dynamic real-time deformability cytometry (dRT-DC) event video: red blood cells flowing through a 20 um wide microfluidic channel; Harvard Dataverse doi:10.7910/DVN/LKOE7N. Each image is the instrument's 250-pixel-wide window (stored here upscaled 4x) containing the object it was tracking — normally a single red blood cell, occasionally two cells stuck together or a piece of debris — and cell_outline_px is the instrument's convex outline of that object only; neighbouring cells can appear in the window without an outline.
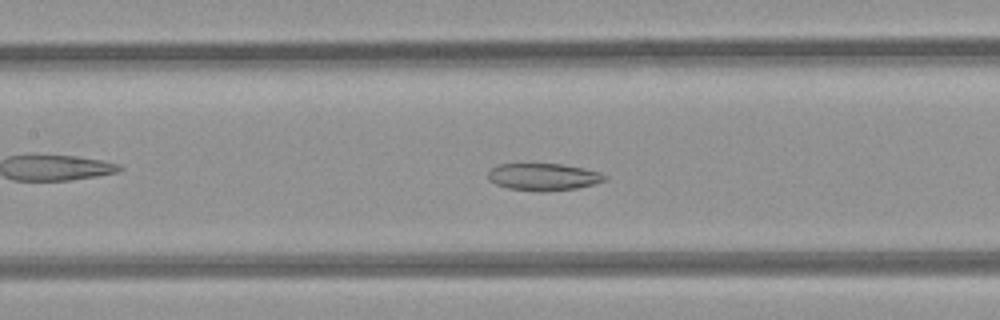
{"species": "common noctule bat (a hibernating species)", "species_latin": "Nyctalus noctula", "temperature_condition": "room temperature", "stored_images_in_passage": 45, "camera_frame_rate_fps": 3000, "um_per_image_px": 0.085, "animal": {"sex": "female", "body_mass_g": 21.9}, "frame": {"image": 1, "passage_image": 18, "time_ms": 5.667, "image_size_px": [1000, 320], "cell_outline_px": [[608, 180], [596, 184], [576, 188], [544, 192], [540, 192], [508, 188], [496, 184], [488, 180], [488, 172], [492, 168], [500, 164], [560, 164], [584, 168], [600, 172], [608, 176]], "centroid_in_image_um": [46.23, 15.04], "position_along_channel_um": 161.2, "area_um2": 18.61}}
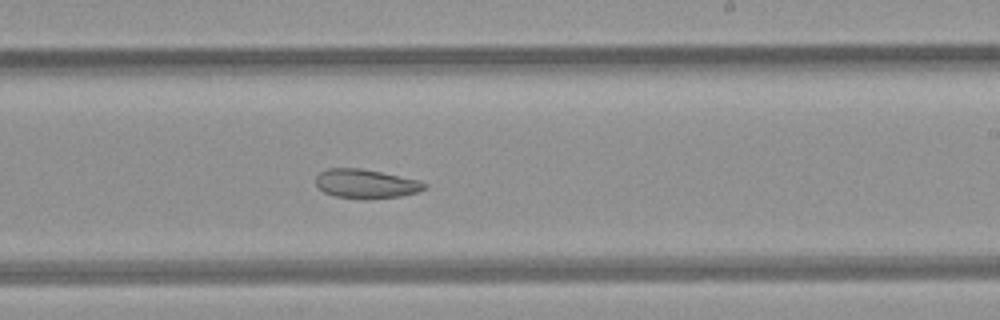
{"frame": {"image": 2, "passage_image": 25, "time_ms": 8.0, "image_size_px": [1000, 320], "cell_outline_px": [[428, 188], [416, 192], [400, 196], [336, 196], [324, 192], [316, 184], [316, 176], [320, 172], [328, 168], [360, 168], [420, 180], [428, 184]], "centroid_in_image_um": [31.12, 15.57], "position_along_channel_um": 257.9, "area_um2": 17.57}}
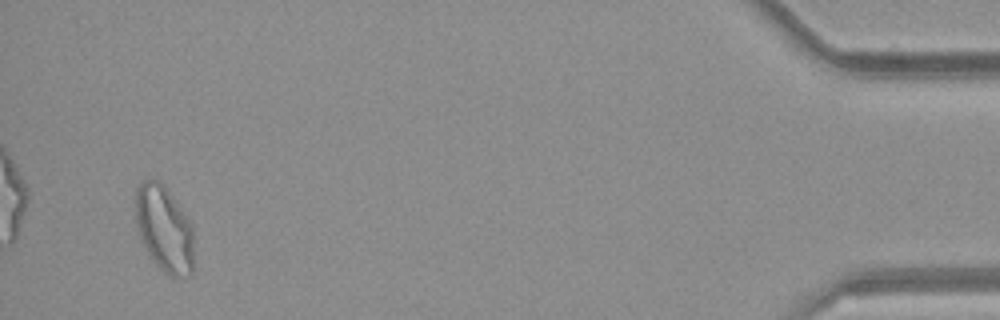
{"frame": {"image": 3, "passage_image": 43, "time_ms": 14.0, "image_size_px": [1000, 320], "cell_outline_px": [[192, 276], [176, 280], [168, 276], [152, 260], [140, 236], [136, 224], [136, 188], [140, 180], [156, 180], [168, 192], [184, 212], [192, 224]], "centroid_in_image_um": [13.96, 19.52], "position_along_channel_um": 421.2, "area_um2": 29.13}, "authors_computed_cell_mechanics": {"area_um2": 23.8136, "velocity_mm_per_s": 4.1607, "shape_relaxation_time_tau1_ms": null, "shape_relaxation_time_tau2_ms": 3.4673, "deformation_change_tau1": null, "deformation_change_tau2": 0.0897}}